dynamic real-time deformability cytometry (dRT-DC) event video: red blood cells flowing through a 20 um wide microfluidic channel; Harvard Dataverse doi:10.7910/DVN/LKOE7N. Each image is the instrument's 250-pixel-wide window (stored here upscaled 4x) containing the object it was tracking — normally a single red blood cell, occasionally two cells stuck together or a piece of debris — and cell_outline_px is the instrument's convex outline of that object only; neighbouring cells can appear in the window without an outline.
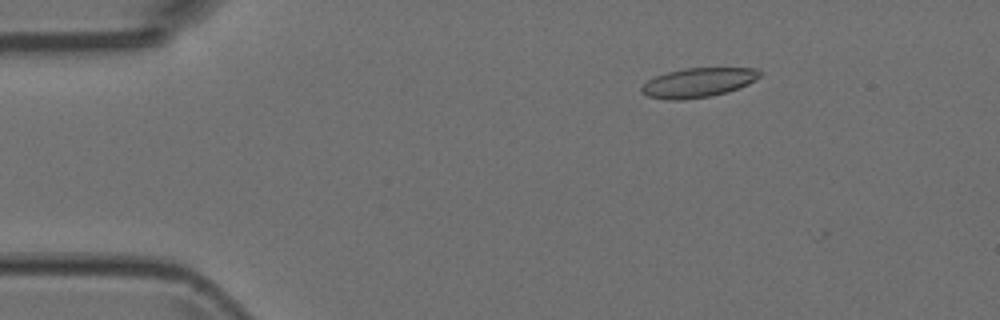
{"species": "Egyptian fruit bat (a non-hibernating species)", "species_latin": "Rousettus aegyptiacus", "temperature_condition": "room temperature", "stored_images_in_passage": 2, "camera_frame_rate_fps": 3000, "um_per_image_px": 0.085, "animal": {"sex": "female"}, "frame": {"image": 1, "passage_image": 1, "time_ms": 0.0, "image_size_px": [1000, 320], "cell_outline_px": [[760, 76], [748, 84], [740, 88], [728, 92], [708, 96], [680, 100], [668, 100], [648, 96], [640, 92], [640, 88], [648, 80], [656, 76], [668, 72], [684, 68], [760, 68]], "centroid_in_image_um": [59.34, 7.02], "position_along_channel_um": 25.7, "area_um2": 20.17}}